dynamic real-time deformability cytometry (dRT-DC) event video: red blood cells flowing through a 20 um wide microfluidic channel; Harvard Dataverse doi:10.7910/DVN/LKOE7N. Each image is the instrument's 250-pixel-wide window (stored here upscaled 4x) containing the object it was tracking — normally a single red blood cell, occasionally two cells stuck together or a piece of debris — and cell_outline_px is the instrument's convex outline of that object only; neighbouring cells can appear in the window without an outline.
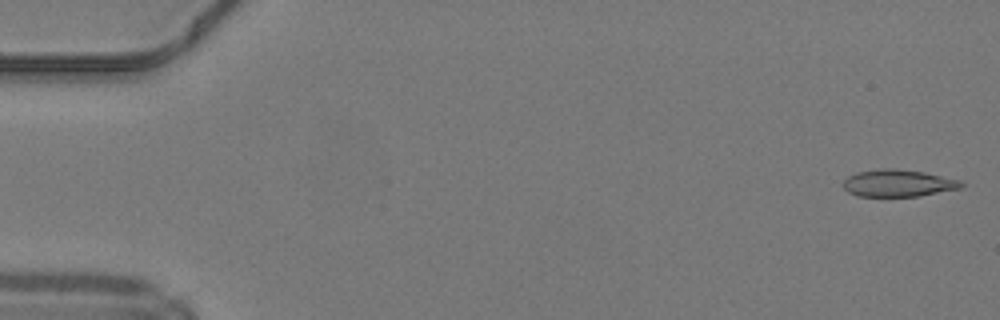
{"species": "common noctule bat (a hibernating species)", "species_latin": "Nyctalus noctula", "temperature_condition": "warm", "stored_images_in_passage": 10, "camera_frame_rate_fps": 3000, "um_per_image_px": 0.085, "animal": {"sex": "male", "body_mass_g": 19.2, "forearm_length_mm": 51.8}, "frame": {"image": 1, "passage_image": 1, "time_ms": 0.0, "image_size_px": [1000, 320], "cell_outline_px": [[964, 184], [960, 188], [920, 196], [856, 196], [848, 192], [844, 188], [844, 180], [848, 176], [856, 172], [876, 168], [896, 168], [924, 172], [960, 180]], "centroid_in_image_um": [76.31, 15.56], "position_along_channel_um": 8.7, "area_um2": 18.73}}